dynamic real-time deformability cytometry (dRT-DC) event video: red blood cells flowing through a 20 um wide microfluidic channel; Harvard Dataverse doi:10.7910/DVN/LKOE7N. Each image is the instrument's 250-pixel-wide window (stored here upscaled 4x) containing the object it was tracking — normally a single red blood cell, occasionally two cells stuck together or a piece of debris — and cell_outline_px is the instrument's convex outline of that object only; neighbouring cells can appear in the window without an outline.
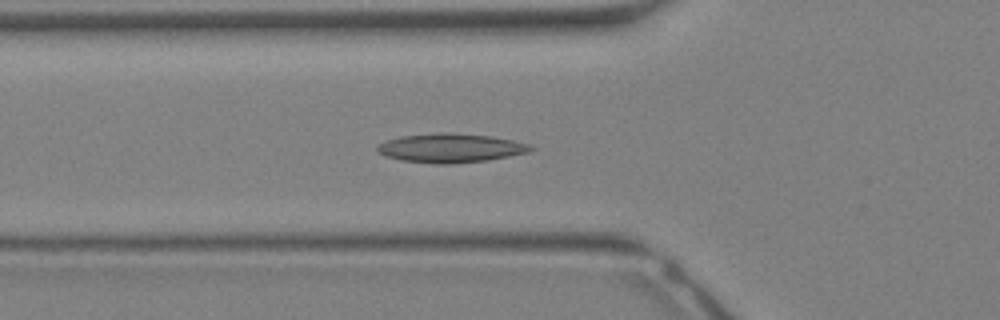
{"species": "Egyptian fruit bat (a non-hibernating species)", "species_latin": "Rousettus aegyptiacus", "temperature_condition": "warm", "stored_images_in_passage": 27, "camera_frame_rate_fps": 3000, "um_per_image_px": 0.085, "animal": {"sex": "female"}, "frame": {"image": 1, "passage_image": 6, "time_ms": 1.667, "image_size_px": [1000, 320], "cell_outline_px": [[536, 148], [528, 152], [488, 160], [452, 164], [436, 164], [400, 160], [388, 156], [380, 152], [376, 148], [376, 144], [400, 136], [440, 132], [452, 132], [492, 136], [512, 140], [528, 144]], "centroid_in_image_um": [38.3, 12.57], "position_along_channel_um": 87.5, "area_um2": 25.95}}
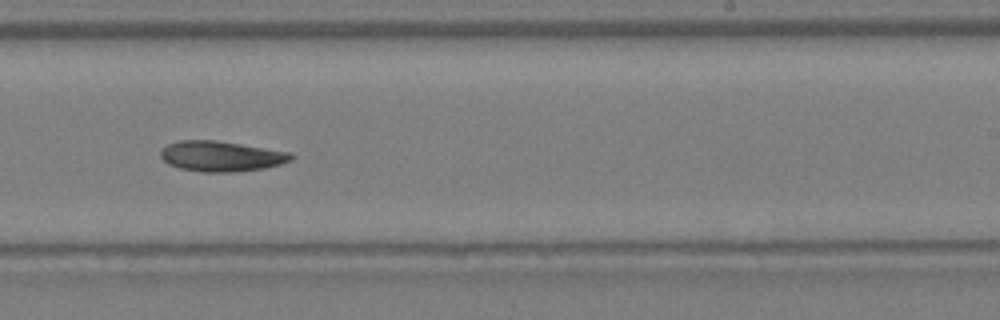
{"frame": {"image": 2, "passage_image": 15, "time_ms": 4.667, "image_size_px": [1000, 320], "cell_outline_px": [[296, 156], [292, 160], [280, 164], [264, 168], [228, 172], [204, 172], [180, 168], [168, 164], [160, 156], [160, 148], [168, 144], [180, 140], [216, 140], [292, 152]], "centroid_in_image_um": [18.81, 13.27], "position_along_channel_um": 270.2, "area_um2": 23.18}}
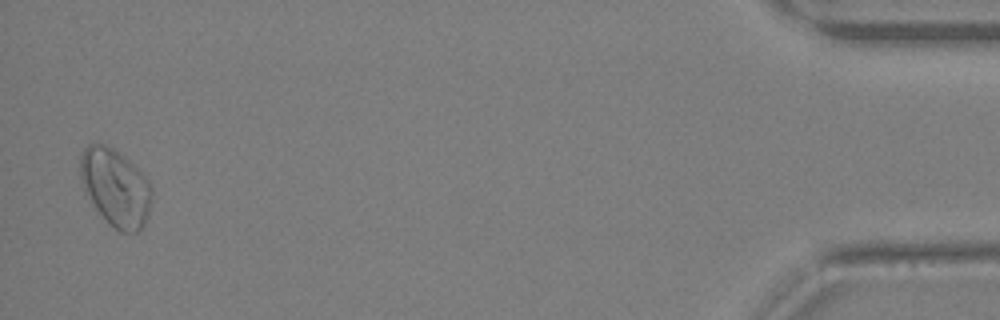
{"frame": {"image": 3, "passage_image": 27, "time_ms": 8.667, "image_size_px": [1000, 320], "cell_outline_px": [[152, 200], [148, 216], [144, 228], [136, 232], [120, 232], [96, 208], [84, 192], [80, 176], [80, 156], [84, 148], [88, 144], [108, 144], [128, 160], [148, 180], [152, 188]], "centroid_in_image_um": [9.83, 15.93], "position_along_channel_um": 425.4, "area_um2": 32.08}}